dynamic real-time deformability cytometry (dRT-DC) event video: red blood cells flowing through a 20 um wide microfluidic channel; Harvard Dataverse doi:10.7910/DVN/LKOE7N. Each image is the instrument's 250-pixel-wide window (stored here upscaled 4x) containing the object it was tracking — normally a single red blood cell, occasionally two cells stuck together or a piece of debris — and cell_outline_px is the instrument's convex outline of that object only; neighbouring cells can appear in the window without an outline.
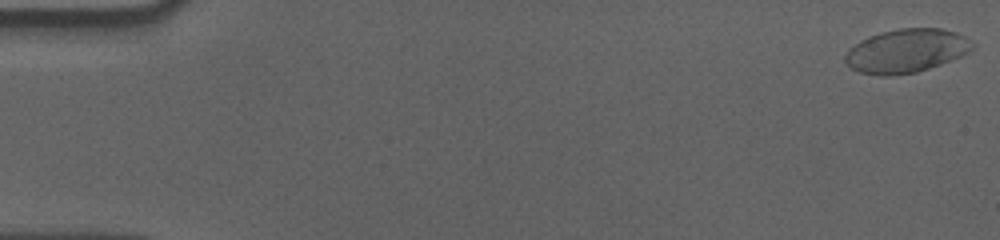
{"species": "human", "species_latin": "Homo sapiens", "temperature_condition": "cold", "stored_images_in_passage": 58, "camera_frame_rate_fps": 3000, "um_per_image_px": 0.085, "donor": {"sex": "male"}, "frame": {"image": 1, "passage_image": 1, "time_ms": 0.0, "image_size_px": [1000, 240], "cell_outline_px": [[972, 48], [968, 52], [960, 56], [940, 64], [916, 72], [888, 76], [884, 76], [860, 72], [852, 68], [844, 60], [844, 56], [860, 40], [868, 36], [880, 32], [900, 28], [940, 28], [956, 32], [964, 36], [972, 44]], "centroid_in_image_um": [77.02, 4.31], "position_along_channel_um": 8.0, "area_um2": 31.91}}
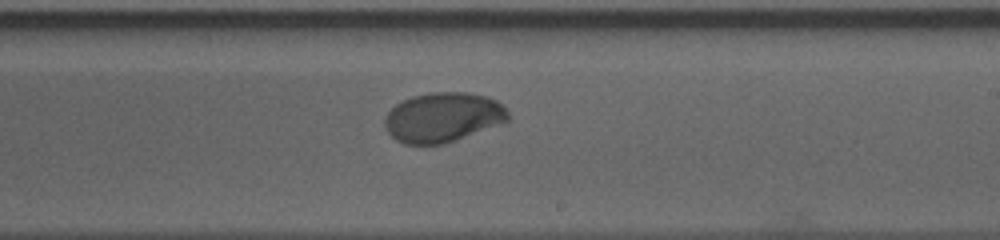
{"frame": {"image": 2, "passage_image": 35, "time_ms": 11.333, "image_size_px": [1000, 240], "cell_outline_px": [[508, 120], [500, 124], [444, 144], [404, 144], [396, 140], [388, 132], [384, 124], [384, 120], [388, 112], [396, 104], [412, 96], [432, 92], [464, 92], [484, 96], [496, 100], [508, 112]], "centroid_in_image_um": [37.62, 9.97], "position_along_channel_um": 251.4, "area_um2": 35.37}}
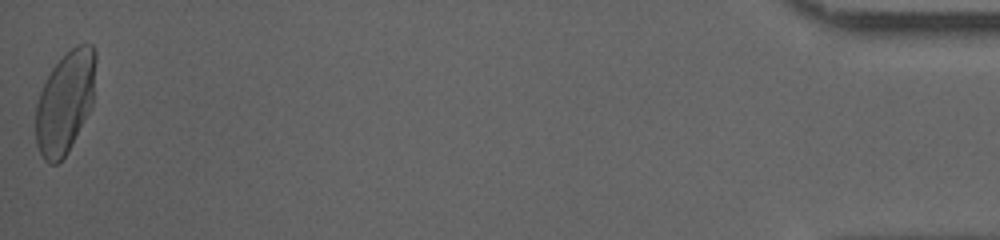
{"frame": {"image": 3, "passage_image": 58, "time_ms": 19.0, "image_size_px": [1000, 240], "cell_outline_px": [[96, 60], [92, 108], [68, 152], [56, 164], [48, 164], [44, 160], [36, 144], [36, 104], [40, 92], [52, 68], [76, 44], [92, 44], [96, 52]], "centroid_in_image_um": [5.55, 8.7], "position_along_channel_um": 429.6, "area_um2": 35.66}, "authors_computed_cell_mechanics": {"area_um2": 34.9112, "velocity_mm_per_s": 3.5409, "shape_relaxation_time_tau1_ms": 3.4802, "shape_relaxation_time_tau2_ms": 0.8051, "deformation_change_tau1": 0.1471, "deformation_change_tau2": 0.0253}}